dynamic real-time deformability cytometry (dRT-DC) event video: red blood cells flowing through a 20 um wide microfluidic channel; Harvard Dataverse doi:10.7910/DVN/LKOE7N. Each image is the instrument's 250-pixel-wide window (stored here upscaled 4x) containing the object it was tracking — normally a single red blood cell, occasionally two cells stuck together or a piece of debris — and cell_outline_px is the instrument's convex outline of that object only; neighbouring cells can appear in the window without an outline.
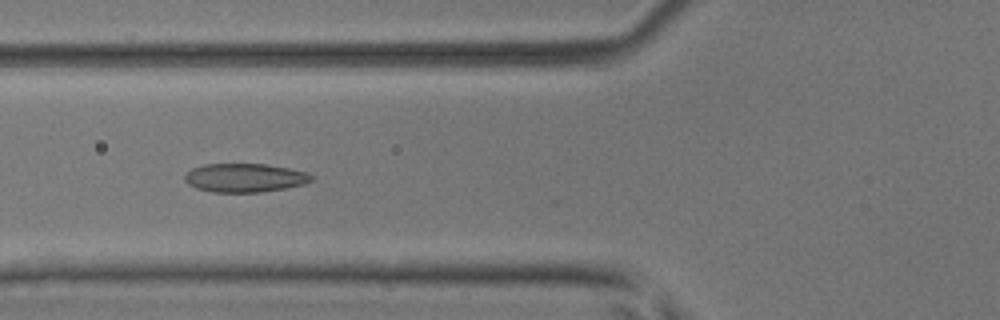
{"species": "common noctule bat (a hibernating species)", "species_latin": "Nyctalus noctula", "temperature_condition": "room temperature", "stored_images_in_passage": 5, "camera_frame_rate_fps": 3000, "um_per_image_px": 0.085, "animal": {"sex": "male", "body_mass_g": 17.9, "forearm_length_mm": 54.2}, "frame": {"image": 1, "passage_image": 2, "time_ms": 0.333, "image_size_px": [1000, 320], "cell_outline_px": [[316, 176], [312, 180], [304, 184], [288, 188], [260, 192], [212, 192], [196, 188], [188, 184], [184, 180], [184, 176], [192, 168], [204, 164], [268, 164], [308, 172]], "centroid_in_image_um": [20.84, 15.11], "position_along_channel_um": 105.0, "area_um2": 21.39}}
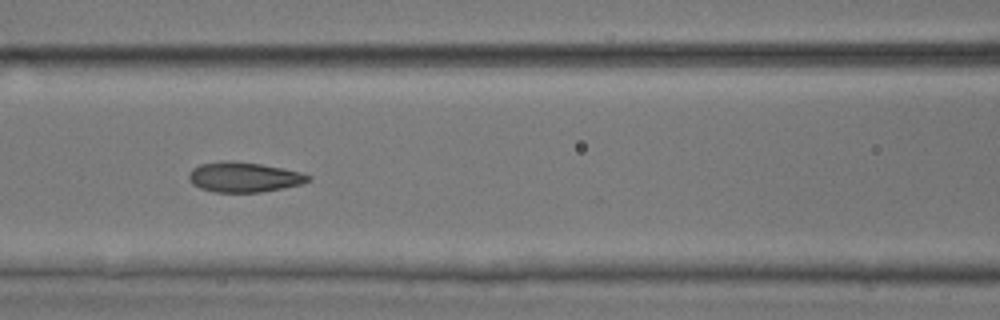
{"frame": {"image": 2, "passage_image": 3, "time_ms": 0.667, "image_size_px": [1000, 320], "cell_outline_px": [[312, 180], [300, 184], [284, 188], [260, 192], [216, 192], [200, 188], [192, 184], [188, 180], [188, 176], [192, 168], [200, 164], [228, 160], [260, 164], [300, 172], [312, 176]], "centroid_in_image_um": [20.72, 15.06], "position_along_channel_um": 145.9, "area_um2": 20.81}}